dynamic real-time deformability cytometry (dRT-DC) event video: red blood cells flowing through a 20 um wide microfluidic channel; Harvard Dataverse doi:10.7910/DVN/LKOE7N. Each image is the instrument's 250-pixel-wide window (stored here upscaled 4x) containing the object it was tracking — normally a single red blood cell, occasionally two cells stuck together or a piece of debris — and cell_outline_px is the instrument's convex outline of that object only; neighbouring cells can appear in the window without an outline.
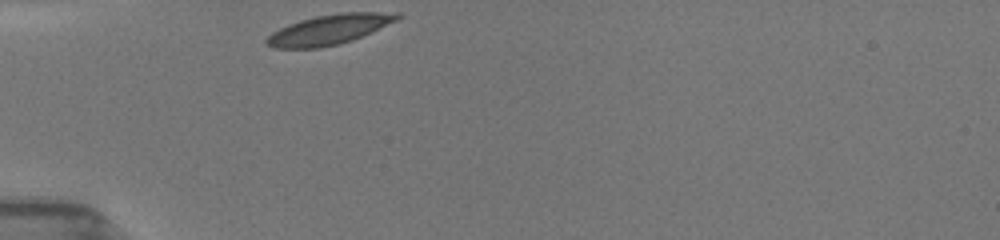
{"species": "common noctule bat (a hibernating species)", "species_latin": "Nyctalus noctula", "temperature_condition": "room temperature", "stored_images_in_passage": 3, "camera_frame_rate_fps": 3000, "um_per_image_px": 0.085, "animal": {"sex": "female", "body_mass_g": 19.5, "forearm_length_mm": 54.1}, "frame": {"image": 1, "passage_image": 1, "time_ms": 0.0, "image_size_px": [1000, 240], "cell_outline_px": [[400, 16], [396, 20], [352, 40], [340, 44], [320, 48], [272, 48], [264, 44], [264, 40], [272, 32], [288, 24], [300, 20], [316, 16], [340, 12], [396, 12]], "centroid_in_image_um": [27.9, 2.52], "position_along_channel_um": 57.1, "area_um2": 22.66}}